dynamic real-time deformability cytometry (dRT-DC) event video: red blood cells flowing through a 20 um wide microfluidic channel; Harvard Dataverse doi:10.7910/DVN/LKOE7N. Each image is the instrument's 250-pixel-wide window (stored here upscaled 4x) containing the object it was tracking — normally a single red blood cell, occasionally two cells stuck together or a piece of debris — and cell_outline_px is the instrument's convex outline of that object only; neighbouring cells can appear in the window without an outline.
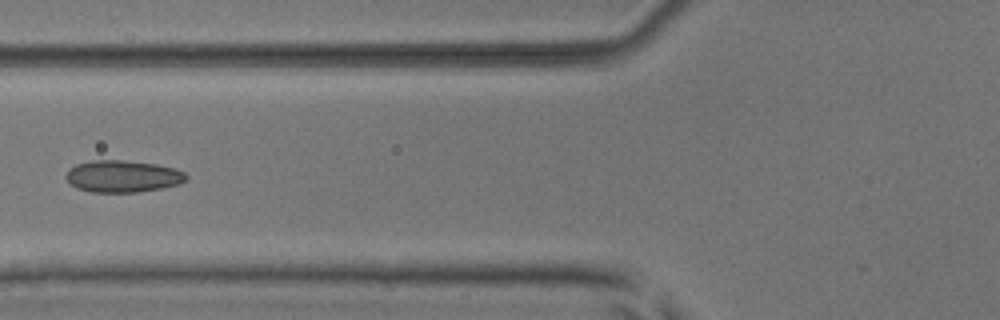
{"species": "common noctule bat (a hibernating species)", "species_latin": "Nyctalus noctula", "temperature_condition": "room temperature", "stored_images_in_passage": 6, "camera_frame_rate_fps": 3000, "um_per_image_px": 0.085, "animal": {"sex": "male", "body_mass_g": 17.9, "forearm_length_mm": 54.2}, "frame": {"image": 1, "passage_image": 6, "time_ms": 6.0, "image_size_px": [1000, 320], "cell_outline_px": [[188, 176], [180, 184], [160, 188], [136, 192], [92, 192], [76, 188], [64, 176], [68, 168], [76, 164], [92, 160], [124, 160], [156, 164], [176, 168], [184, 172]], "centroid_in_image_um": [10.41, 14.97], "position_along_channel_um": 115.4, "area_um2": 22.43}}